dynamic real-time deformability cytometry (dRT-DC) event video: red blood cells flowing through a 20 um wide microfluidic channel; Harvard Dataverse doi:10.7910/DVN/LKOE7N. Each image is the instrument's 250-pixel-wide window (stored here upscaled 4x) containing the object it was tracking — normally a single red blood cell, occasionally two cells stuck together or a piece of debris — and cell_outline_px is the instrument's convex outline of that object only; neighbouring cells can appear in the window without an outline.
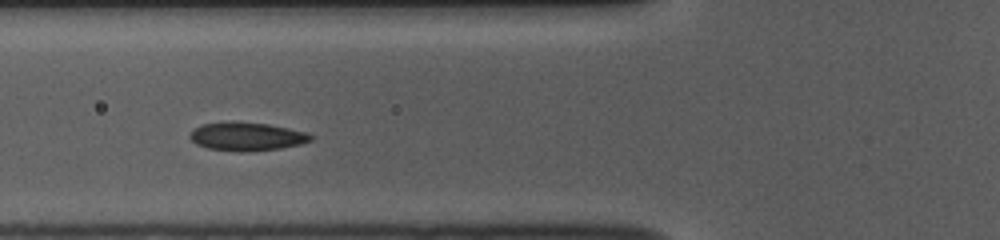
{"species": "common noctule bat (a hibernating species)", "species_latin": "Nyctalus noctula", "temperature_condition": "room temperature", "stored_images_in_passage": 38, "camera_frame_rate_fps": 3000, "um_per_image_px": 0.085, "animal": {"sex": "female", "body_mass_g": 10.0, "forearm_length_mm": 53.1}, "frame": {"image": 1, "passage_image": 6, "time_ms": 1.667, "image_size_px": [1000, 240], "cell_outline_px": [[312, 140], [300, 144], [280, 148], [208, 148], [196, 144], [188, 136], [196, 128], [204, 124], [268, 124], [308, 132], [312, 136]], "centroid_in_image_um": [21.05, 11.58], "position_along_channel_um": 104.7, "area_um2": 18.03}}